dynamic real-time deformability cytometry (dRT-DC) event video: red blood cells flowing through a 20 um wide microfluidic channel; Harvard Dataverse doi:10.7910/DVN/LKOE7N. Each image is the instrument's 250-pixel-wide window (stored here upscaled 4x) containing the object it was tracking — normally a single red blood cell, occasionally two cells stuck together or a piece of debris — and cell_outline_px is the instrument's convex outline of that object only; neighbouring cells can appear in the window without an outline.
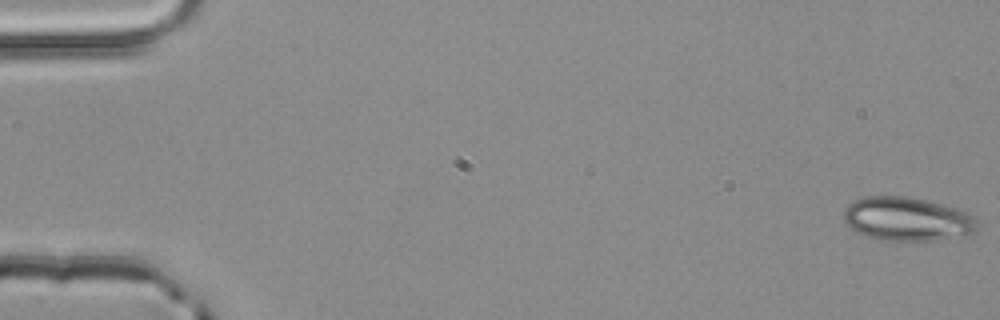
{"species": "common noctule bat (a hibernating species)", "species_latin": "Nyctalus noctula", "temperature_condition": "room temperature", "stored_images_in_passage": 4, "camera_frame_rate_fps": 3000, "um_per_image_px": 0.085, "animal": {"sex": "male", "body_mass_g": 20.4}, "frame": {"image": 1, "passage_image": 1, "time_ms": 0.0, "image_size_px": [1000, 320], "cell_outline_px": [[976, 228], [972, 232], [964, 236], [936, 240], [884, 240], [868, 236], [856, 232], [844, 220], [844, 208], [852, 200], [864, 196], [908, 196], [956, 208], [972, 216], [976, 224]], "centroid_in_image_um": [77.05, 18.6], "position_along_channel_um": 7.9, "area_um2": 33.7}}